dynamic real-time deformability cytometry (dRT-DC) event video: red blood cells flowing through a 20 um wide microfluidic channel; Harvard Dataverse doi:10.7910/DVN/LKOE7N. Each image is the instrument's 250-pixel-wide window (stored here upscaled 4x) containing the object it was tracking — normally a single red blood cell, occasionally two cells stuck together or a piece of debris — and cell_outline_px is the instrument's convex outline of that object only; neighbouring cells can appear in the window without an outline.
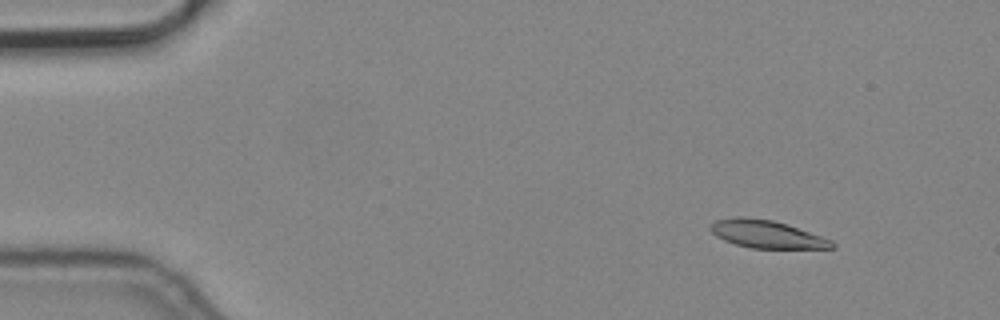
{"species": "common noctule bat (a hibernating species)", "species_latin": "Nyctalus noctula", "temperature_condition": "cold", "stored_images_in_passage": 5, "camera_frame_rate_fps": 3000, "um_per_image_px": 0.085, "animal": {"sex": "male", "body_mass_g": 19.2, "forearm_length_mm": 51.8}, "frame": {"image": 1, "passage_image": 2, "time_ms": 0.333, "image_size_px": [1000, 320], "cell_outline_px": [[836, 248], [752, 248], [736, 244], [724, 240], [716, 236], [708, 228], [716, 220], [732, 216], [740, 216], [772, 220], [788, 224], [832, 240], [836, 244]], "centroid_in_image_um": [65.17, 19.89], "position_along_channel_um": 19.8, "area_um2": 19.65}}